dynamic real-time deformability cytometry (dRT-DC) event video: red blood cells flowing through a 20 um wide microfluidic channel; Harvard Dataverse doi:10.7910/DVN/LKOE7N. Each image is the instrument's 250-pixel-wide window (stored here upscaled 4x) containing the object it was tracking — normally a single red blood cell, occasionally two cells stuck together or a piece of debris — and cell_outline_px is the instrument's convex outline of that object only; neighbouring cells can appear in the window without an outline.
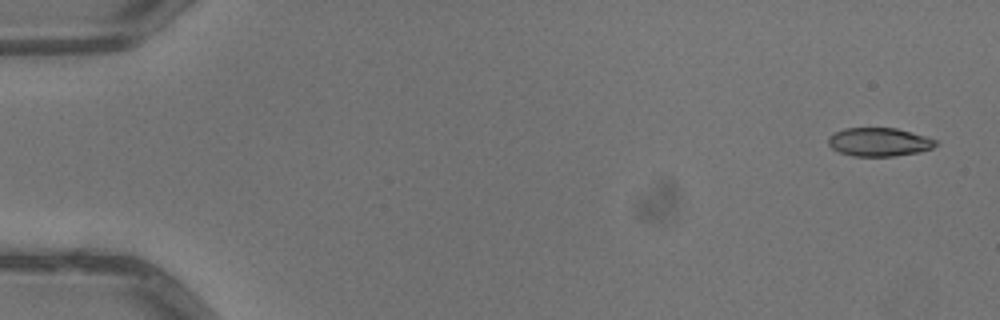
{"species": "common noctule bat (a hibernating species)", "species_latin": "Nyctalus noctula", "temperature_condition": "warm", "stored_images_in_passage": 4, "camera_frame_rate_fps": 3000, "um_per_image_px": 0.085, "animal": {"sex": "male", "body_mass_g": 13.3}, "frame": {"image": 1, "passage_image": 1, "time_ms": 0.0, "image_size_px": [1000, 320], "cell_outline_px": [[940, 144], [932, 148], [920, 152], [892, 156], [852, 156], [840, 152], [832, 148], [828, 144], [828, 136], [844, 128], [896, 128], [924, 136], [936, 140]], "centroid_in_image_um": [74.72, 12.07], "position_along_channel_um": 10.3, "area_um2": 17.8}}